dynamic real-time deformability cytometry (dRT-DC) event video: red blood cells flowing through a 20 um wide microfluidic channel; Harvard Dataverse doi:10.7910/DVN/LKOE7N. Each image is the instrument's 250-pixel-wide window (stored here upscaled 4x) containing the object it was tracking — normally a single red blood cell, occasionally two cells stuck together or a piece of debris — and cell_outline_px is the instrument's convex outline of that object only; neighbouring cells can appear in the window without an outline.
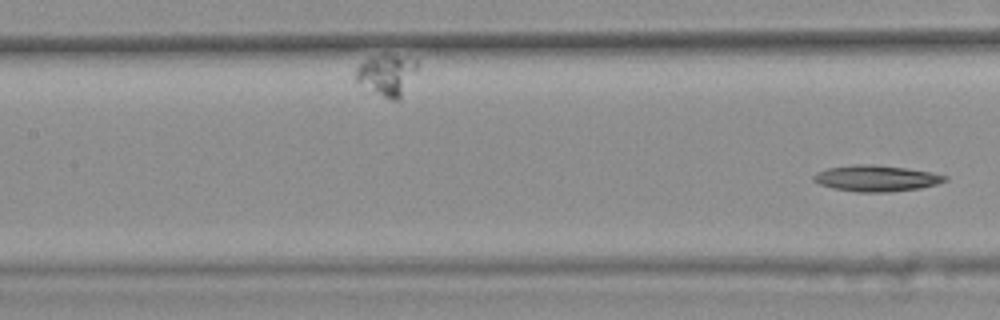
{"species": "common noctule bat (a hibernating species)", "species_latin": "Nyctalus noctula", "temperature_condition": "warm", "stored_images_in_passage": 18, "segment_of_instrument_passage": [2, 2], "camera_frame_rate_fps": 3000, "um_per_image_px": 0.085, "animal": {"sex": "female", "body_mass_g": 25.1}, "frame": {"image": 1, "passage_image": 18, "time_ms": 5.667, "image_size_px": [1000, 320], "cell_outline_px": [[948, 180], [936, 184], [920, 188], [888, 192], [856, 192], [832, 188], [820, 184], [812, 180], [812, 176], [816, 172], [828, 168], [856, 164], [868, 164], [904, 168], [932, 172], [948, 176]], "centroid_in_image_um": [74.46, 15.16], "position_along_channel_um": 132.9, "area_um2": 19.94}}